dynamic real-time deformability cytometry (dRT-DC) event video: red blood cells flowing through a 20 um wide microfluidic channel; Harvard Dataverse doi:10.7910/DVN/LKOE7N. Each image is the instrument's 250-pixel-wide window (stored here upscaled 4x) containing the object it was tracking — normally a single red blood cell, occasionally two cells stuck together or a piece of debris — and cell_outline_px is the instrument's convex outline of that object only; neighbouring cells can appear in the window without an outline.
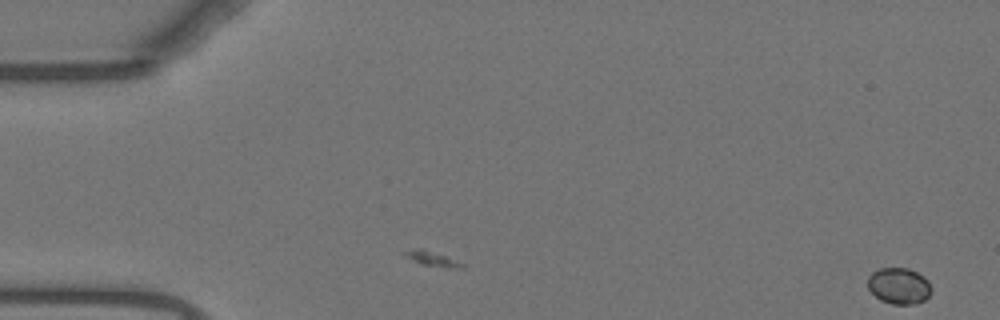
{"species": "Egyptian fruit bat (a non-hibernating species)", "species_latin": "Rousettus aegyptiacus", "temperature_condition": "warm", "stored_images_in_passage": 2, "camera_frame_rate_fps": 3000, "um_per_image_px": 0.085, "animal": {"sex": "female"}, "frame": {"image": 1, "passage_image": 2, "time_ms": 0.333, "image_size_px": [1000, 320], "cell_outline_px": [[932, 292], [924, 300], [912, 304], [892, 304], [880, 300], [868, 288], [868, 276], [872, 272], [880, 268], [908, 268], [924, 276], [928, 280], [932, 288]], "centroid_in_image_um": [76.42, 24.29], "position_along_channel_um": 8.6, "area_um2": 13.47}}